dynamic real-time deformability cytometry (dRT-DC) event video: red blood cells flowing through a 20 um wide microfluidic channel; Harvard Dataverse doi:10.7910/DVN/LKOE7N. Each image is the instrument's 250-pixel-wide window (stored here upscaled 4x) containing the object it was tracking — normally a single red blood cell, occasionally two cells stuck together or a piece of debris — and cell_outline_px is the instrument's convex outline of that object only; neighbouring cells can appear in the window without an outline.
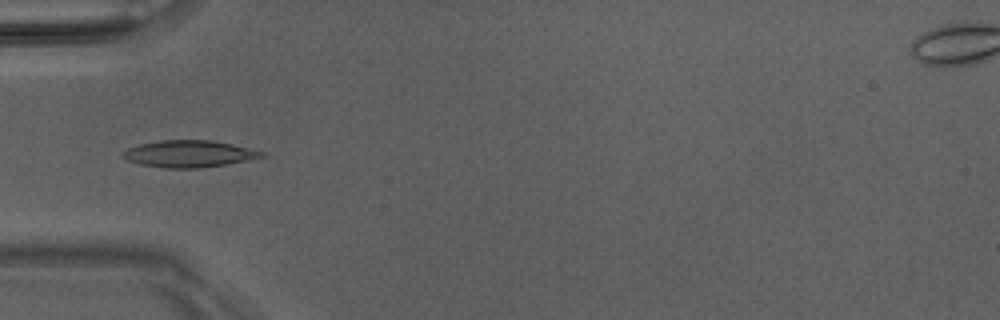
{"species": "Egyptian fruit bat (a non-hibernating species)", "species_latin": "Rousettus aegyptiacus", "temperature_condition": "room temperature", "stored_images_in_passage": 38, "camera_frame_rate_fps": 3000, "um_per_image_px": 0.085, "animal": {"sex": "male"}, "frame": {"image": 1, "passage_image": 6, "time_ms": 1.667, "image_size_px": [1000, 320], "cell_outline_px": [[268, 156], [228, 164], [200, 168], [164, 168], [140, 164], [128, 160], [120, 156], [128, 148], [140, 144], [160, 140], [212, 140], [232, 144], [264, 152]], "centroid_in_image_um": [16.09, 13.08], "position_along_channel_um": 68.9, "area_um2": 21.73}}
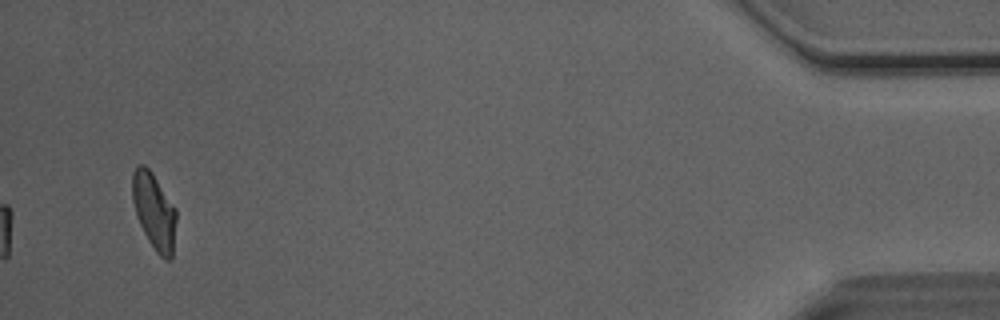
{"frame": {"image": 2, "passage_image": 38, "time_ms": 12.333, "image_size_px": [1000, 320], "cell_outline_px": [[176, 220], [172, 256], [168, 260], [164, 260], [156, 252], [148, 240], [136, 216], [132, 200], [132, 172], [140, 164], [144, 164], [152, 172], [176, 208]], "centroid_in_image_um": [13.09, 17.94], "position_along_channel_um": 422.1, "area_um2": 19.54}, "authors_computed_cell_mechanics": {"area_um2": 19.9988, "velocity_mm_per_s": 4.0648, "shape_relaxation_time_tau1_ms": 2.9547, "shape_relaxation_time_tau2_ms": 1.2871, "deformation_change_tau1": 0.1532, "deformation_change_tau2": 0.0645}}